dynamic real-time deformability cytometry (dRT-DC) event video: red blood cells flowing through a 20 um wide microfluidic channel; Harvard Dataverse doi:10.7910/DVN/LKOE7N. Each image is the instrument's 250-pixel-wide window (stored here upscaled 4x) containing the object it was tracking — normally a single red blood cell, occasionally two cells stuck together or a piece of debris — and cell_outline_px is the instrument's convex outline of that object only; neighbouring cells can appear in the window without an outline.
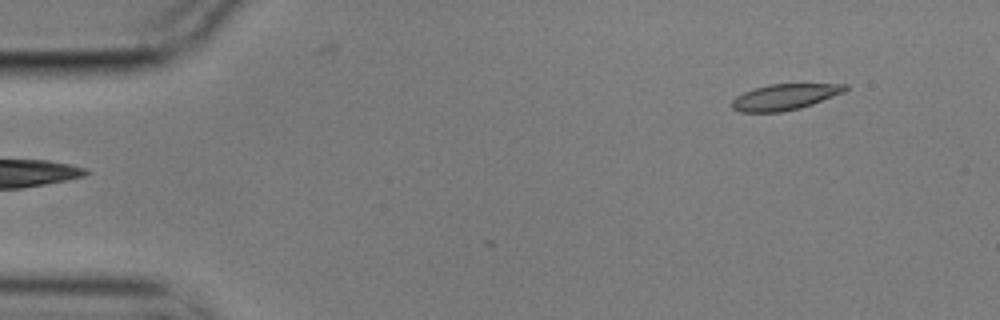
{"species": "common noctule bat (a hibernating species)", "species_latin": "Nyctalus noctula", "temperature_condition": "cold", "stored_images_in_passage": 2, "camera_frame_rate_fps": 3000, "um_per_image_px": 0.085, "animal": {"sex": "male", "body_mass_g": 17.9}, "frame": {"image": 1, "passage_image": 2, "time_ms": 0.333, "image_size_px": [1000, 320], "cell_outline_px": [[848, 88], [844, 92], [812, 104], [800, 108], [780, 112], [740, 112], [732, 108], [732, 100], [736, 96], [744, 92], [768, 84], [848, 84]], "centroid_in_image_um": [66.69, 8.24], "position_along_channel_um": 18.3, "area_um2": 16.99}}